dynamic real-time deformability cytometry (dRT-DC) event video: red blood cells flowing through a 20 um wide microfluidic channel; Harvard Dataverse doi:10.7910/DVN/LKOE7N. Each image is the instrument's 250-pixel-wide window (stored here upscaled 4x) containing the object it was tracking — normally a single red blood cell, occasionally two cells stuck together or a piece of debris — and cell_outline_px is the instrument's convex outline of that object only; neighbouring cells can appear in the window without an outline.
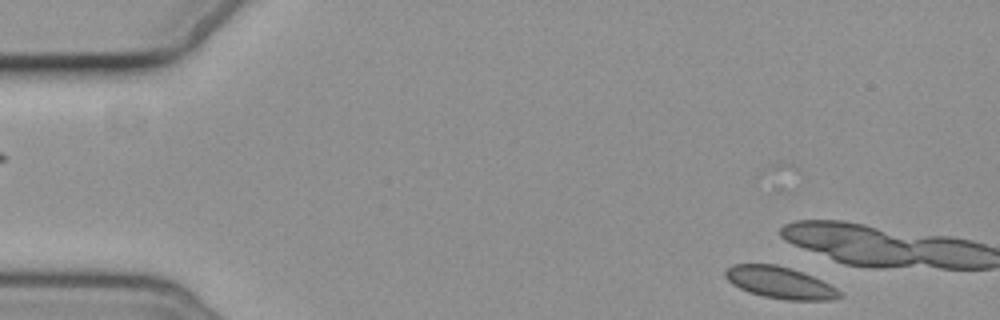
{"species": "common noctule bat (a hibernating species)", "species_latin": "Nyctalus noctula", "temperature_condition": "cold", "stored_images_in_passage": 5, "segment_of_instrument_passage": [2, 2], "camera_frame_rate_fps": 3000, "um_per_image_px": 0.085, "animal": {"sex": "female", "body_mass_g": 19.3, "forearm_length_mm": 54.1}, "frame": {"image": 1, "passage_image": 5, "time_ms": 4.667, "image_size_px": [1000, 320], "cell_outline_px": [[844, 296], [832, 300], [788, 300], [764, 296], [748, 292], [732, 284], [724, 276], [724, 272], [732, 264], [776, 264], [792, 268], [812, 276], [836, 288]], "centroid_in_image_um": [66.28, 24.02], "position_along_channel_um": 18.7, "area_um2": 21.1}}